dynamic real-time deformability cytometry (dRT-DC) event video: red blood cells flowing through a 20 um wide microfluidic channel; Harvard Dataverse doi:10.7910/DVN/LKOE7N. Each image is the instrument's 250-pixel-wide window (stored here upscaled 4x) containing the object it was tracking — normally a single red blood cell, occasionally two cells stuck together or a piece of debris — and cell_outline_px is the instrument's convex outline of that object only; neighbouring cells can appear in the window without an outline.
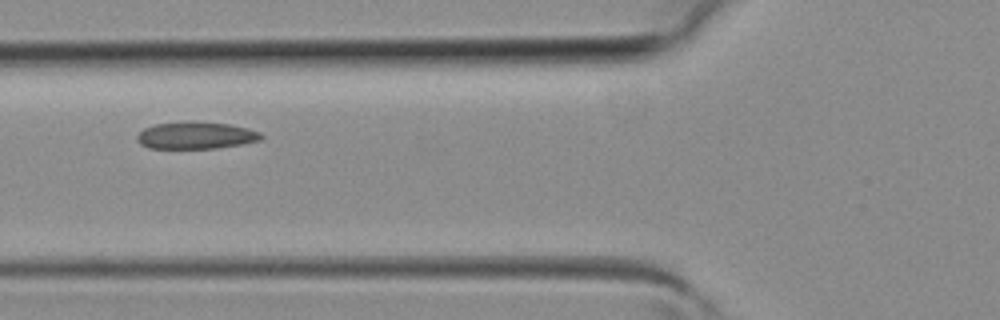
{"species": "common noctule bat (a hibernating species)", "species_latin": "Nyctalus noctula", "temperature_condition": "room temperature", "stored_images_in_passage": 3, "camera_frame_rate_fps": 3000, "um_per_image_px": 0.085, "animal": {"sex": "female", "body_mass_g": 19.3, "forearm_length_mm": 54.1}, "frame": {"image": 1, "passage_image": 2, "time_ms": 0.333, "image_size_px": [1000, 320], "cell_outline_px": [[264, 136], [260, 140], [240, 144], [216, 148], [148, 148], [140, 144], [136, 140], [136, 136], [144, 128], [156, 124], [184, 120], [228, 124], [248, 128], [260, 132]], "centroid_in_image_um": [16.62, 11.5], "position_along_channel_um": 109.2, "area_um2": 19.71}}
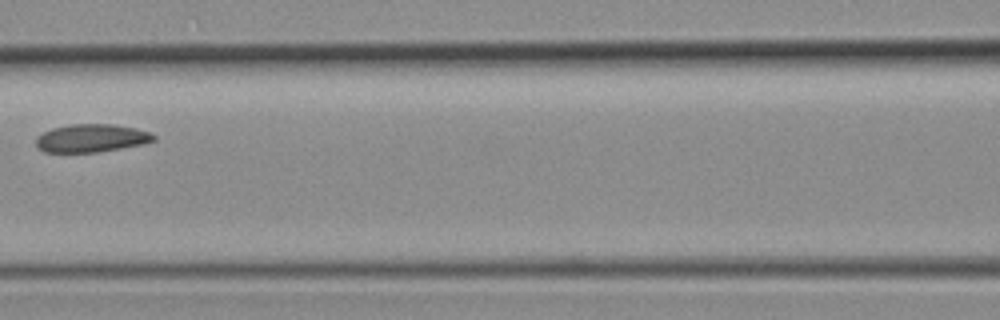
{"frame": {"image": 2, "passage_image": 3, "time_ms": 0.667, "image_size_px": [1000, 320], "cell_outline_px": [[156, 140], [144, 144], [96, 152], [44, 152], [36, 144], [36, 136], [52, 128], [68, 124], [112, 124], [136, 128], [148, 132], [156, 136]], "centroid_in_image_um": [7.77, 11.73], "position_along_channel_um": 158.8, "area_um2": 19.19}}